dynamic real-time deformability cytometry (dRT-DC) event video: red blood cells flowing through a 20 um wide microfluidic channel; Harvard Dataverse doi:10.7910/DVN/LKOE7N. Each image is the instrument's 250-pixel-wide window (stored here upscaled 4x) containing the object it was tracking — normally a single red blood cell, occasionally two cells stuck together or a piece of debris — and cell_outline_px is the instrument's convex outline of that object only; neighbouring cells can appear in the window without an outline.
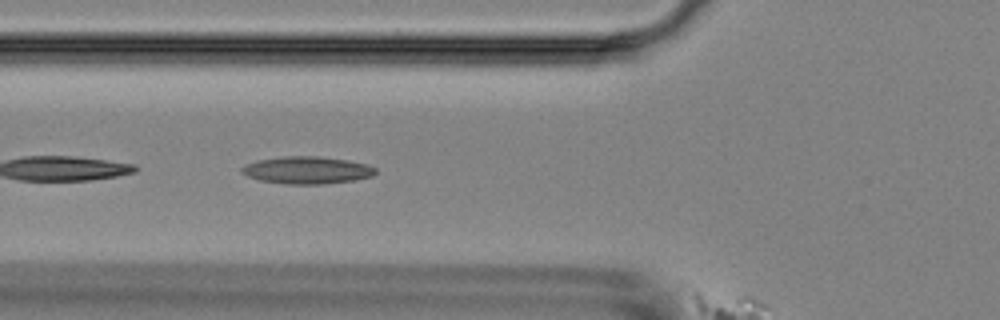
{"species": "Egyptian fruit bat (a non-hibernating species)", "species_latin": "Rousettus aegyptiacus", "temperature_condition": "room temperature", "stored_images_in_passage": 7, "segment_of_instrument_passage": [1, 2], "camera_frame_rate_fps": 3000, "um_per_image_px": 0.085, "animal": {"sex": "female"}, "frame": {"image": 1, "passage_image": 6, "time_ms": 6.0, "image_size_px": [1000, 320], "cell_outline_px": [[376, 172], [372, 176], [356, 180], [324, 184], [284, 184], [260, 180], [248, 176], [240, 172], [240, 168], [256, 160], [284, 156], [320, 156], [348, 160], [368, 164], [376, 168]], "centroid_in_image_um": [26.12, 14.46], "position_along_channel_um": 99.7, "area_um2": 21.44}}